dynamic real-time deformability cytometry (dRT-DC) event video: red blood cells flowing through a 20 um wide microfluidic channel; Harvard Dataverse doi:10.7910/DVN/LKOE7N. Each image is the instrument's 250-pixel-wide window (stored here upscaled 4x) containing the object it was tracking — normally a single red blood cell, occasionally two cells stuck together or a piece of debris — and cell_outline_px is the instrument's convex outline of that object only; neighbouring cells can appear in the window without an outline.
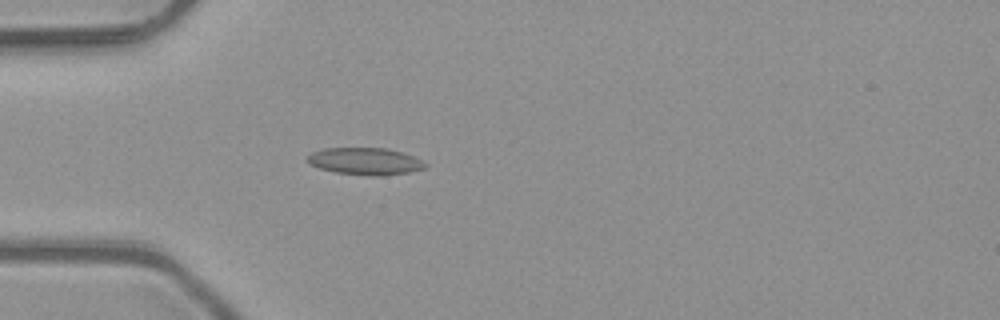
{"species": "common noctule bat (a hibernating species)", "species_latin": "Nyctalus noctula", "temperature_condition": "room temperature", "stored_images_in_passage": 39, "camera_frame_rate_fps": 3000, "um_per_image_px": 0.085, "animal": {"sex": "male", "body_mass_g": 23.1, "forearm_length_mm": 52.7}, "frame": {"image": 1, "passage_image": 3, "time_ms": 0.667, "image_size_px": [1000, 320], "cell_outline_px": [[428, 164], [424, 168], [408, 172], [380, 176], [376, 176], [336, 172], [320, 168], [308, 164], [304, 160], [312, 152], [324, 148], [388, 148], [404, 152]], "centroid_in_image_um": [31.01, 13.69], "position_along_channel_um": 54.0, "area_um2": 18.55}}
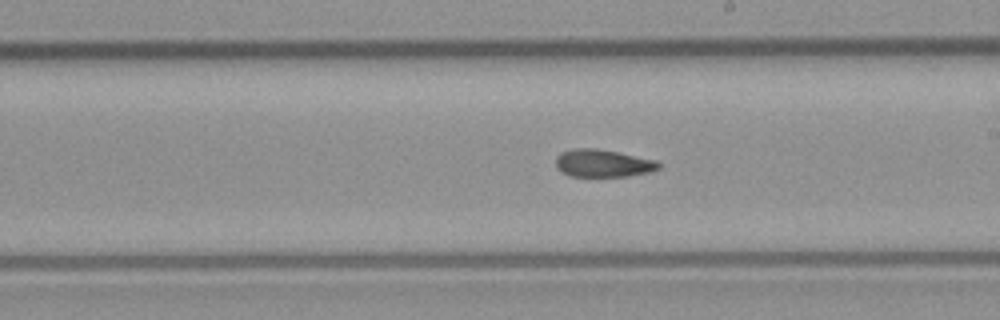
{"frame": {"image": 2, "passage_image": 17, "time_ms": 5.333, "image_size_px": [1000, 320], "cell_outline_px": [[660, 168], [648, 172], [628, 176], [572, 176], [560, 172], [556, 168], [556, 156], [560, 152], [572, 148], [596, 148], [656, 160], [660, 164]], "centroid_in_image_um": [51.19, 13.87], "position_along_channel_um": 237.8, "area_um2": 16.53}}
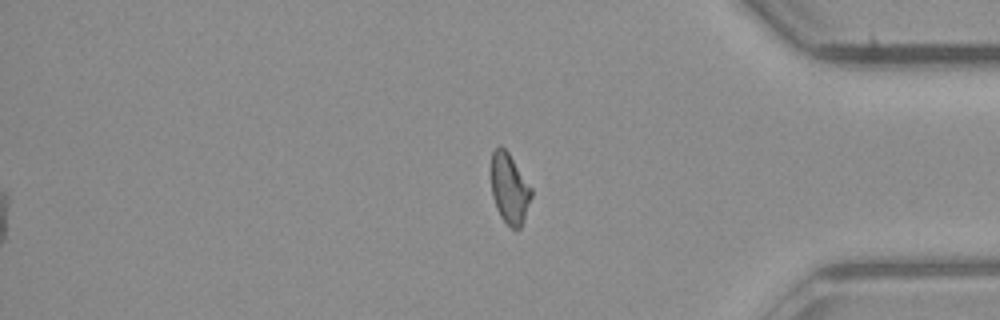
{"frame": {"image": 3, "passage_image": 30, "time_ms": 9.667, "image_size_px": [1000, 320], "cell_outline_px": [[532, 196], [520, 228], [512, 228], [500, 216], [496, 208], [492, 196], [492, 152], [500, 144], [508, 152], [532, 188]], "centroid_in_image_um": [43.31, 16.02], "position_along_channel_um": 391.9, "area_um2": 16.18}, "authors_computed_cell_mechanics": {"area_um2": 16.8198, "velocity_mm_per_s": 4.0923, "shape_relaxation_time_tau1_ms": null, "shape_relaxation_time_tau2_ms": 4.5105, "deformation_change_tau1": null, "deformation_change_tau2": 0.1184}}